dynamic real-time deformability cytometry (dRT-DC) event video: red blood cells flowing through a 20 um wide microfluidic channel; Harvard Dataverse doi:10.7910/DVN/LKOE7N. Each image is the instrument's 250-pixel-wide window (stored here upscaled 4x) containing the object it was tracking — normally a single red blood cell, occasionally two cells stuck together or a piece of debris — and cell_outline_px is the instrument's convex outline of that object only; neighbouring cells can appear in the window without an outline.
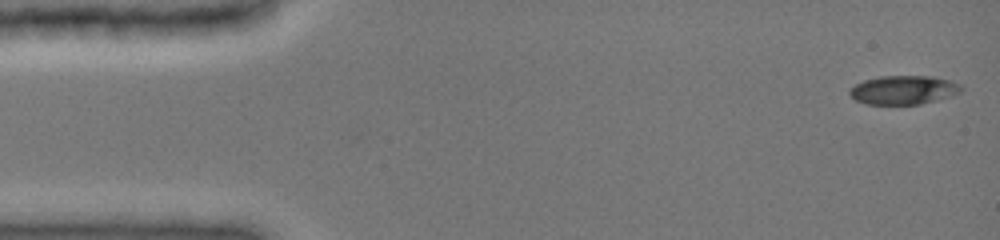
{"species": "common noctule bat (a hibernating species)", "species_latin": "Nyctalus noctula", "temperature_condition": "cold", "stored_images_in_passage": 22, "camera_frame_rate_fps": 3000, "um_per_image_px": 0.085, "animal": {"sex": "female", "body_mass_g": 19.0, "forearm_length_mm": 51.5}, "frame": {"image": 1, "passage_image": 1, "time_ms": 0.0, "image_size_px": [1000, 240], "cell_outline_px": [[964, 88], [960, 92], [952, 96], [920, 104], [868, 104], [856, 100], [848, 92], [848, 88], [864, 80], [880, 76], [932, 76], [948, 80], [960, 84]], "centroid_in_image_um": [76.8, 7.64], "position_along_channel_um": 8.2, "area_um2": 18.73}}
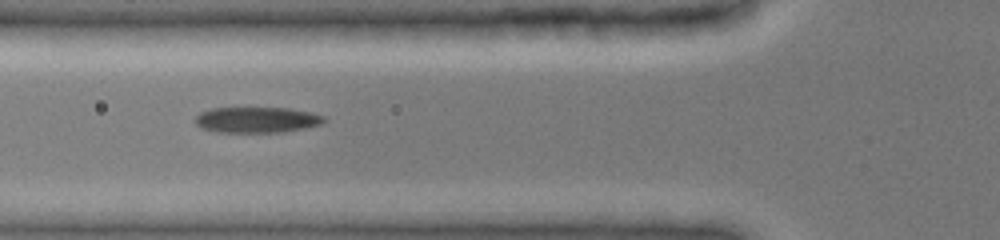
{"frame": {"image": 2, "passage_image": 14, "time_ms": 5.333, "image_size_px": [1000, 240], "cell_outline_px": [[328, 120], [320, 124], [304, 128], [284, 132], [216, 132], [200, 128], [196, 124], [196, 116], [200, 112], [212, 108], [288, 108], [308, 112], [324, 116]], "centroid_in_image_um": [21.81, 10.19], "position_along_channel_um": 104.0, "area_um2": 19.31}}
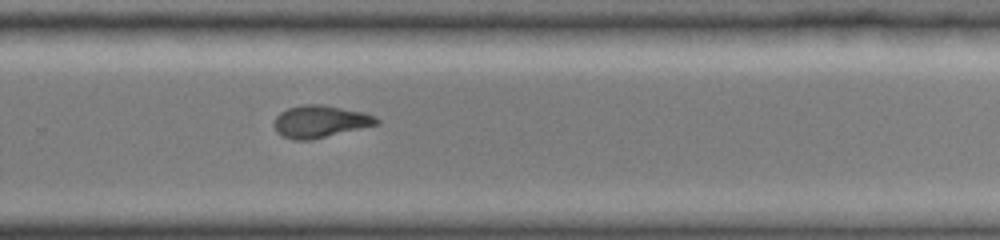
{"frame": {"image": 3, "passage_image": 22, "time_ms": 10.333, "image_size_px": [1000, 240], "cell_outline_px": [[380, 124], [308, 140], [292, 140], [276, 132], [272, 124], [276, 116], [280, 112], [288, 108], [304, 104], [320, 104], [364, 112], [380, 120]], "centroid_in_image_um": [27.17, 10.32], "position_along_channel_um": 302.6, "area_um2": 19.13}}